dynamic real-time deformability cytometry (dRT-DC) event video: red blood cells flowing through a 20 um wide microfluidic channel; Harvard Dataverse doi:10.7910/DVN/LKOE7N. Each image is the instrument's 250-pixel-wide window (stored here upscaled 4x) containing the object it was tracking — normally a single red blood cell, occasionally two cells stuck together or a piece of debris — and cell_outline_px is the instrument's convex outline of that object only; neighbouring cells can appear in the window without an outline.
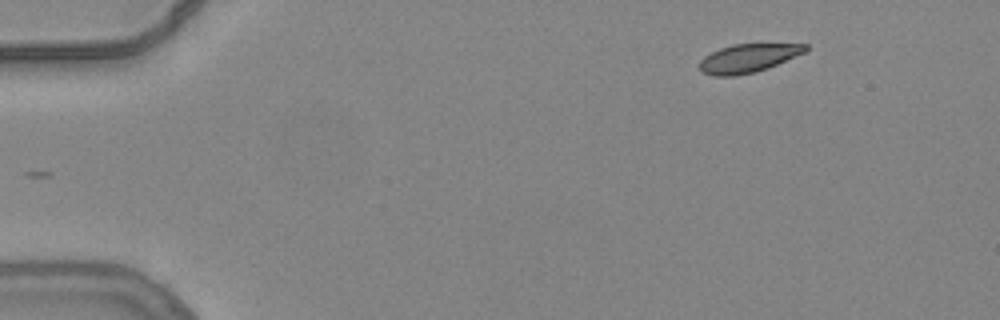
{"species": "common noctule bat (a hibernating species)", "species_latin": "Nyctalus noctula", "temperature_condition": "warm", "stored_images_in_passage": 9, "camera_frame_rate_fps": 3000, "um_per_image_px": 0.085, "animal": {"sex": "female", "body_mass_g": 24.6, "forearm_length_mm": 56.2}, "frame": {"image": 1, "passage_image": 1, "time_ms": 0.0, "image_size_px": [1000, 320], "cell_outline_px": [[808, 48], [804, 52], [768, 68], [756, 72], [736, 76], [712, 76], [700, 72], [700, 60], [704, 56], [720, 48], [732, 44], [808, 44]], "centroid_in_image_um": [63.54, 4.96], "position_along_channel_um": 21.5, "area_um2": 17.57}}